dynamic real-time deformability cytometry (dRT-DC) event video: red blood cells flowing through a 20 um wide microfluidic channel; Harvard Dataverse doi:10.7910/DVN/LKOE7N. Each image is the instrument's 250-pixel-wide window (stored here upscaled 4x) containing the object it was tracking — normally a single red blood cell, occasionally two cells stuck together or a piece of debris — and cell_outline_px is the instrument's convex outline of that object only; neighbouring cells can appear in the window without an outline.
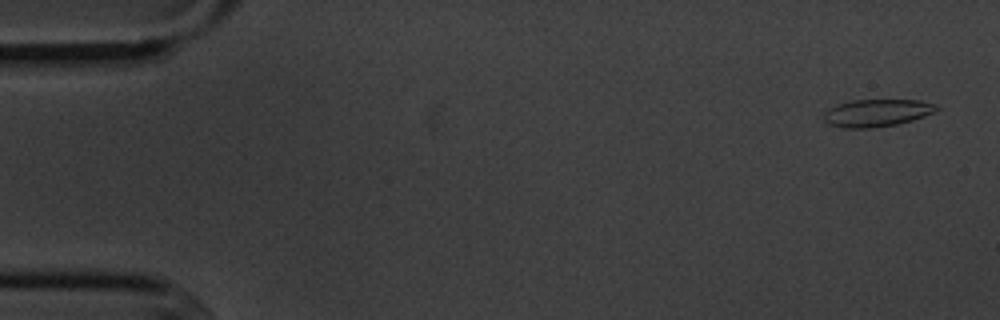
{"species": "common noctule bat (a hibernating species)", "species_latin": "Nyctalus noctula", "temperature_condition": "cold", "stored_images_in_passage": 6, "camera_frame_rate_fps": 3000, "um_per_image_px": 0.085, "animal": {"sex": "male", "body_mass_g": 20.1, "forearm_length_mm": 53.5}, "frame": {"image": 1, "passage_image": 1, "time_ms": 0.0, "image_size_px": [1000, 320], "cell_outline_px": [[940, 108], [936, 112], [912, 120], [896, 124], [872, 128], [844, 128], [828, 124], [824, 120], [824, 112], [828, 108], [836, 104], [852, 100], [920, 100], [936, 104]], "centroid_in_image_um": [74.53, 9.59], "position_along_channel_um": 10.5, "area_um2": 18.15}}
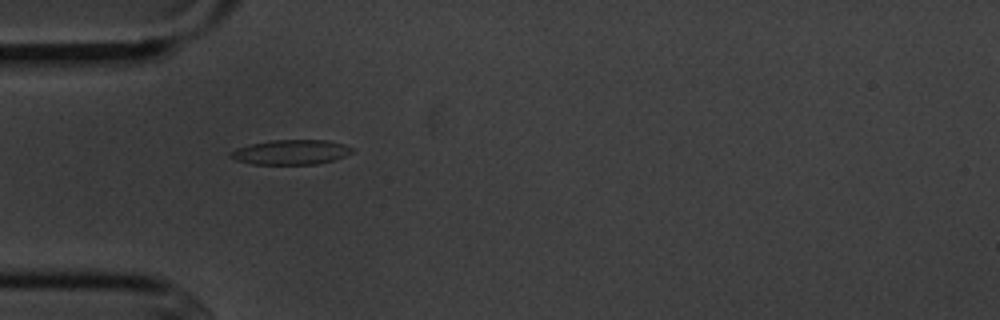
{"frame": {"image": 2, "passage_image": 5, "time_ms": 4.667, "image_size_px": [1000, 320], "cell_outline_px": [[352, 152], [344, 156], [332, 160], [316, 164], [252, 164], [236, 160], [228, 156], [236, 148], [252, 144], [272, 140], [328, 140], [344, 144], [352, 148]], "centroid_in_image_um": [24.72, 12.93], "position_along_channel_um": 60.3, "area_um2": 17.34}}
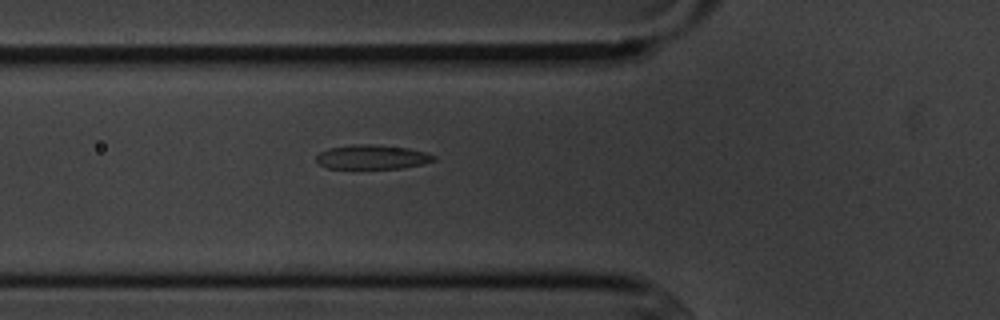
{"frame": {"image": 3, "passage_image": 6, "time_ms": 5.667, "image_size_px": [1000, 320], "cell_outline_px": [[436, 160], [424, 164], [400, 168], [328, 168], [316, 164], [316, 156], [320, 152], [328, 148], [352, 144], [372, 144], [408, 148], [424, 152], [436, 156]], "centroid_in_image_um": [31.61, 13.34], "position_along_channel_um": 94.2, "area_um2": 16.7}}